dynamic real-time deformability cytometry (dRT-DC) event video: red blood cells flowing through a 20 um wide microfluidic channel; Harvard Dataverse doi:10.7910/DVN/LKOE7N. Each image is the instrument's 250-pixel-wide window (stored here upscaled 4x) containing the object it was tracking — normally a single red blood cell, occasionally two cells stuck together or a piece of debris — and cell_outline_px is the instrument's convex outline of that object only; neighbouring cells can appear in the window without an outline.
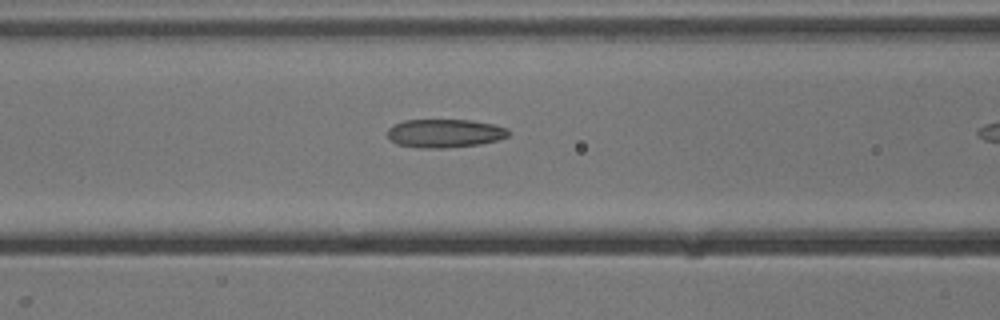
{"species": "common noctule bat (a hibernating species)", "species_latin": "Nyctalus noctula", "temperature_condition": "cold", "stored_images_in_passage": 11, "camera_frame_rate_fps": 3000, "um_per_image_px": 0.085, "animal": {"sex": "male", "body_mass_g": 13.3}, "frame": {"image": 1, "passage_image": 10, "time_ms": 3.0, "image_size_px": [1000, 320], "cell_outline_px": [[512, 132], [508, 136], [496, 140], [480, 144], [448, 148], [420, 148], [396, 144], [388, 136], [388, 128], [404, 120], [472, 120], [492, 124], [508, 128]], "centroid_in_image_um": [37.83, 11.33], "position_along_channel_um": 128.8, "area_um2": 20.11}}